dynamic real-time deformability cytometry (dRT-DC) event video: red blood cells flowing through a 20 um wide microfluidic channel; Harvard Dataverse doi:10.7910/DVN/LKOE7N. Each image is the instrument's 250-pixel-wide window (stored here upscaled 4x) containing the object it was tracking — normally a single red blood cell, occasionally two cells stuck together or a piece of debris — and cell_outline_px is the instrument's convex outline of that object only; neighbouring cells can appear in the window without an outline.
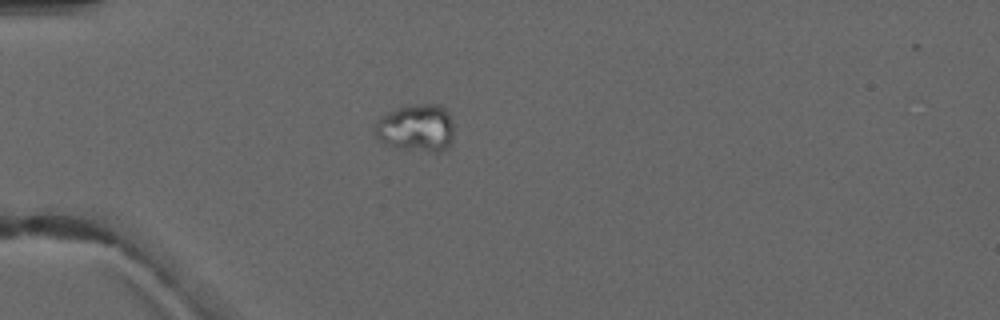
{"species": "common noctule bat (a hibernating species)", "species_latin": "Nyctalus noctula", "temperature_condition": "warm", "stored_images_in_passage": 5, "camera_frame_rate_fps": 3000, "um_per_image_px": 0.085, "animal": {"sex": "male", "forearm_length_mm": 52.5}, "frame": {"image": 1, "passage_image": 4, "time_ms": 4.333, "image_size_px": [1000, 320], "cell_outline_px": [[452, 144], [440, 152], [432, 152], [400, 148], [384, 144], [376, 136], [376, 124], [380, 116], [388, 112], [400, 108], [420, 104], [440, 104], [448, 112], [452, 124]], "centroid_in_image_um": [35.4, 10.89], "position_along_channel_um": 49.6, "area_um2": 21.68}}